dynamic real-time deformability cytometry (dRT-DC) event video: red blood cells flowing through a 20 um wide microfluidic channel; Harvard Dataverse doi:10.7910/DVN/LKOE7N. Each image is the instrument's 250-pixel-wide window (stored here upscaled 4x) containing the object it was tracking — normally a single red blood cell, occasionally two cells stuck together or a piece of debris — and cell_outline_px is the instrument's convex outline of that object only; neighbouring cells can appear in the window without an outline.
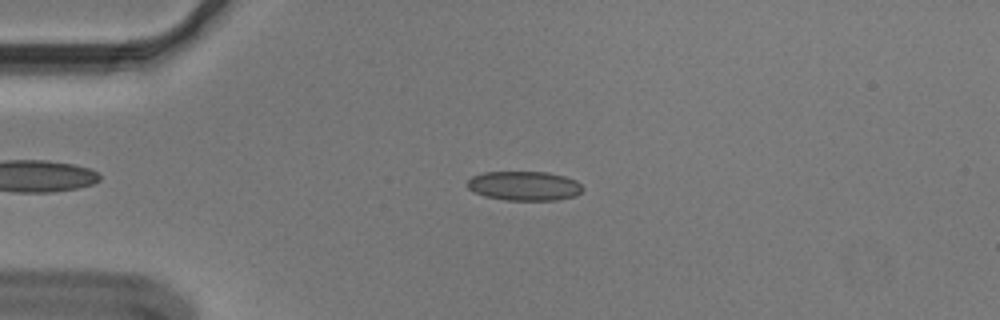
{"species": "Egyptian fruit bat (a non-hibernating species)", "species_latin": "Rousettus aegyptiacus", "temperature_condition": "cold", "stored_images_in_passage": 43, "camera_frame_rate_fps": 3000, "um_per_image_px": 0.085, "animal": {"sex": "male"}, "frame": {"image": 1, "passage_image": 6, "time_ms": 1.667, "image_size_px": [1000, 320], "cell_outline_px": [[584, 188], [576, 196], [556, 200], [504, 200], [484, 196], [468, 188], [468, 180], [472, 176], [484, 172], [548, 172], [564, 176], [576, 180]], "centroid_in_image_um": [44.58, 15.8], "position_along_channel_um": 40.4, "area_um2": 19.71}}
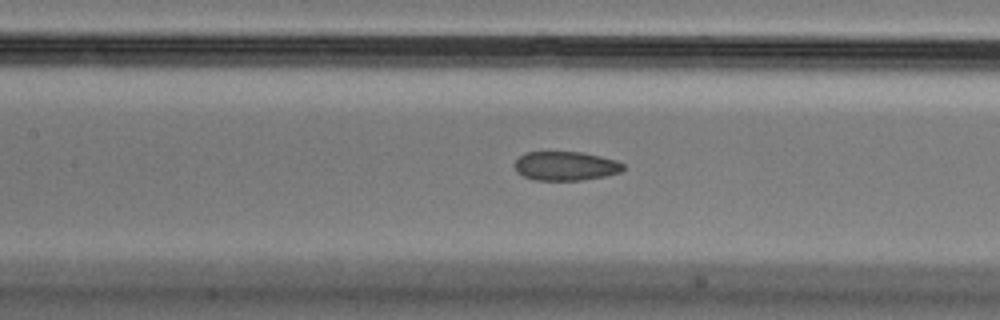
{"frame": {"image": 2, "passage_image": 18, "time_ms": 5.667, "image_size_px": [1000, 320], "cell_outline_px": [[624, 168], [620, 172], [604, 176], [580, 180], [536, 180], [524, 176], [516, 172], [512, 164], [524, 152], [580, 152], [600, 156], [616, 160], [624, 164]], "centroid_in_image_um": [48.04, 14.1], "position_along_channel_um": 159.4, "area_um2": 18.38}}
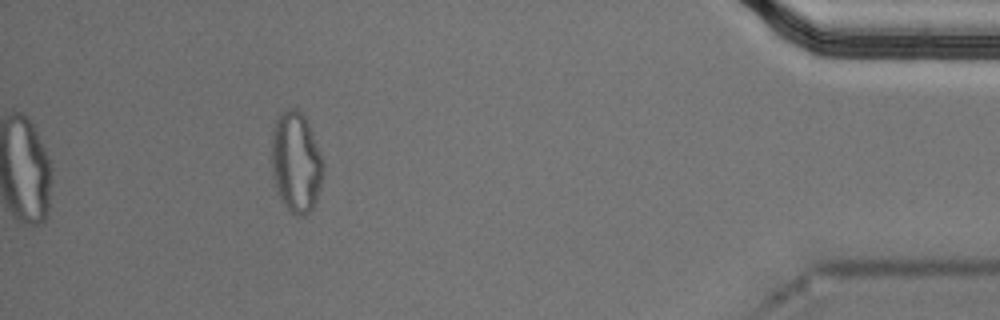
{"frame": {"image": 3, "passage_image": 43, "time_ms": 14.0, "image_size_px": [1000, 320], "cell_outline_px": [[324, 172], [316, 200], [312, 208], [304, 216], [296, 216], [288, 208], [280, 196], [276, 188], [272, 176], [272, 128], [280, 112], [288, 108], [296, 108], [304, 116], [308, 124], [320, 156], [324, 168]], "centroid_in_image_um": [25.14, 13.78], "position_along_channel_um": 410.1, "area_um2": 29.82}, "authors_computed_cell_mechanics": {"area_um2": 19.5942, "velocity_mm_per_s": 3.6361, "shape_relaxation_time_tau1_ms": null, "shape_relaxation_time_tau2_ms": 2.1841, "deformation_change_tau1": null, "deformation_change_tau2": 0.0844}}